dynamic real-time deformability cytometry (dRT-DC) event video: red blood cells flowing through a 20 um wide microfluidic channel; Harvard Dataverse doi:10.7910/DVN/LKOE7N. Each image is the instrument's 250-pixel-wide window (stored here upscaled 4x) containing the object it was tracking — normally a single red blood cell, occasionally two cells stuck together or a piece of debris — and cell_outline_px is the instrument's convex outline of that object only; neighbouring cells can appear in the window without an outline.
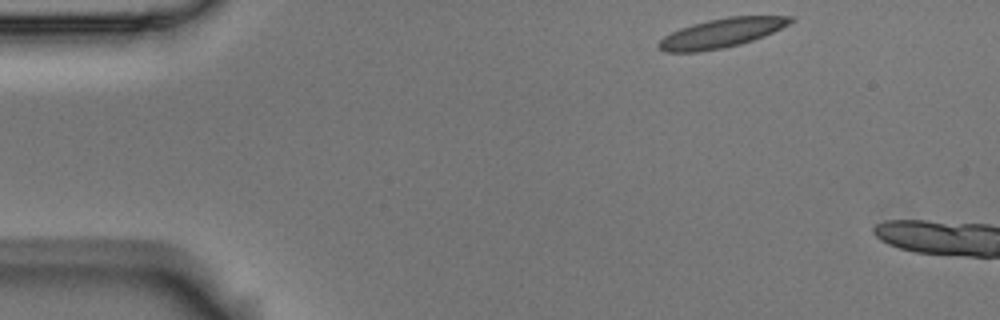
{"species": "Egyptian fruit bat (a non-hibernating species)", "species_latin": "Rousettus aegyptiacus", "temperature_condition": "room temperature", "stored_images_in_passage": 6, "camera_frame_rate_fps": 3000, "um_per_image_px": 0.085, "animal": {"sex": "male"}, "frame": {"image": 1, "passage_image": 1, "time_ms": 0.0, "image_size_px": [1000, 320], "cell_outline_px": [[796, 20], [764, 36], [740, 44], [724, 48], [696, 52], [664, 52], [656, 44], [664, 36], [680, 28], [692, 24], [708, 20], [728, 16], [792, 16]], "centroid_in_image_um": [61.31, 2.81], "position_along_channel_um": 23.7, "area_um2": 22.31}}